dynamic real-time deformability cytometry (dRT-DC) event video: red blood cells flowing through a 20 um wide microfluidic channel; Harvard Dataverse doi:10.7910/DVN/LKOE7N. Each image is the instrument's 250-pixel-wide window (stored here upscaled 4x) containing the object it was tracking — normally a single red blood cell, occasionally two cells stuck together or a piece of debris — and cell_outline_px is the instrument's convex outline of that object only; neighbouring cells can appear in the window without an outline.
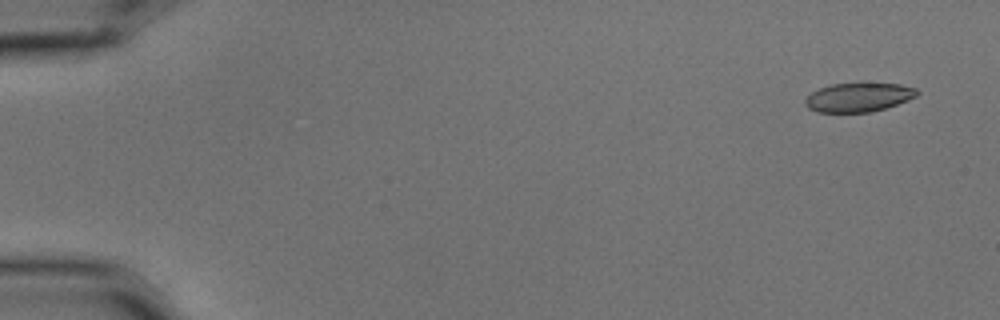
{"species": "common noctule bat (a hibernating species)", "species_latin": "Nyctalus noctula", "temperature_condition": "cold", "stored_images_in_passage": 7, "camera_frame_rate_fps": 3000, "um_per_image_px": 0.085, "animal": {"sex": "male", "body_mass_g": 15.6}, "frame": {"image": 1, "passage_image": 1, "time_ms": 0.0, "image_size_px": [1000, 320], "cell_outline_px": [[920, 92], [916, 96], [908, 100], [872, 112], [816, 112], [808, 108], [804, 104], [804, 100], [812, 92], [820, 88], [832, 84], [900, 84], [916, 88]], "centroid_in_image_um": [72.96, 8.28], "position_along_channel_um": 12.0, "area_um2": 18.67}}
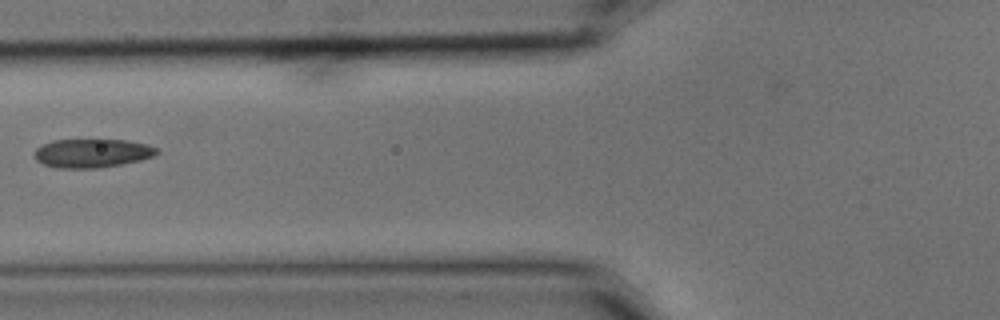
{"frame": {"image": 2, "passage_image": 6, "time_ms": 1.667, "image_size_px": [1000, 320], "cell_outline_px": [[160, 152], [156, 156], [140, 160], [120, 164], [96, 168], [56, 168], [44, 164], [36, 160], [36, 148], [40, 144], [52, 140], [124, 140], [148, 144], [156, 148]], "centroid_in_image_um": [7.84, 13.01], "position_along_channel_um": 118.0, "area_um2": 20.46}}
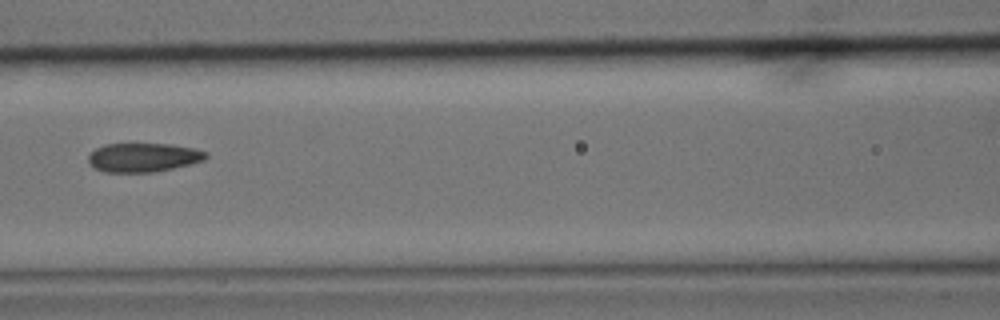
{"frame": {"image": 3, "passage_image": 7, "time_ms": 2.0, "image_size_px": [1000, 320], "cell_outline_px": [[208, 156], [204, 160], [192, 164], [152, 172], [104, 172], [96, 168], [88, 160], [88, 156], [96, 148], [104, 144], [172, 144], [196, 148], [208, 152]], "centroid_in_image_um": [12.23, 13.37], "position_along_channel_um": 154.4, "area_um2": 19.83}}